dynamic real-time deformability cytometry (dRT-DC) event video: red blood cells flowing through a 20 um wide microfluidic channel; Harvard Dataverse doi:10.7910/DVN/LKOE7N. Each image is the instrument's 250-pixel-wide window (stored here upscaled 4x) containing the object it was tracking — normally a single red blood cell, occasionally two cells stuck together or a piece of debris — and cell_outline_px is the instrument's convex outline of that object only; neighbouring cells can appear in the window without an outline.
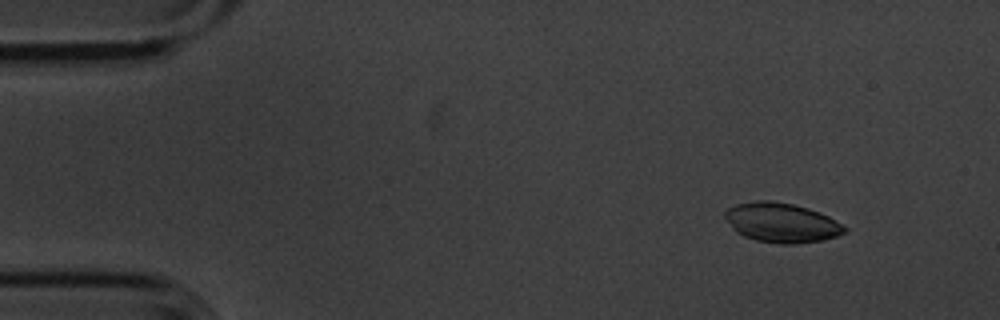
{"species": "common noctule bat (a hibernating species)", "species_latin": "Nyctalus noctula", "temperature_condition": "cold", "stored_images_in_passage": 6, "camera_frame_rate_fps": 3000, "um_per_image_px": 0.085, "animal": {"sex": "male", "body_mass_g": 20.1, "forearm_length_mm": 53.5}, "frame": {"image": 1, "passage_image": 2, "time_ms": 0.333, "image_size_px": [1000, 320], "cell_outline_px": [[848, 232], [824, 240], [796, 244], [780, 244], [756, 240], [744, 236], [736, 232], [732, 228], [724, 216], [724, 212], [728, 208], [736, 204], [756, 200], [772, 200], [792, 204], [808, 208], [828, 216], [848, 228]], "centroid_in_image_um": [66.44, 18.93], "position_along_channel_um": 18.6, "area_um2": 27.69}}
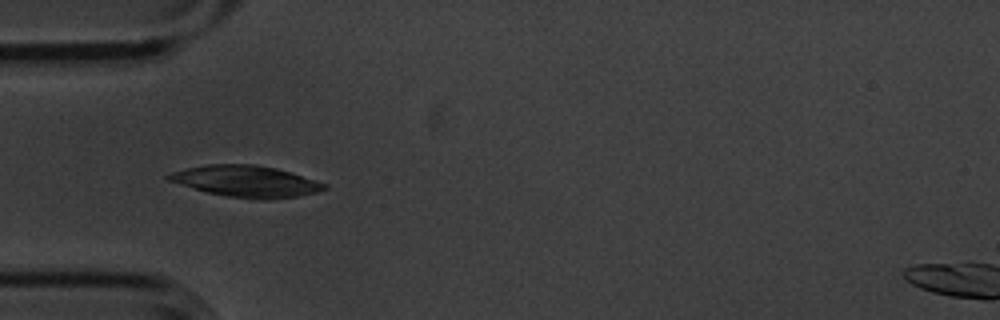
{"frame": {"image": 2, "passage_image": 5, "time_ms": 1.333, "image_size_px": [1000, 320], "cell_outline_px": [[328, 188], [316, 192], [296, 196], [268, 200], [256, 200], [224, 196], [208, 192], [168, 180], [164, 176], [172, 172], [188, 168], [208, 164], [256, 164], [276, 168], [316, 180], [328, 184]], "centroid_in_image_um": [20.95, 15.41], "position_along_channel_um": 64.1, "area_um2": 28.38}}
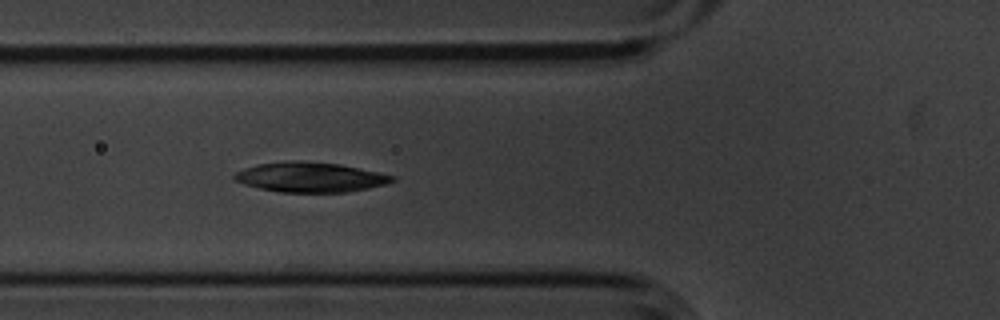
{"frame": {"image": 3, "passage_image": 6, "time_ms": 1.667, "image_size_px": [1000, 320], "cell_outline_px": [[396, 180], [384, 184], [368, 188], [344, 192], [280, 192], [260, 188], [244, 184], [236, 180], [232, 176], [236, 172], [244, 168], [256, 164], [296, 160], [340, 164], [396, 176]], "centroid_in_image_um": [26.36, 15.05], "position_along_channel_um": 99.4, "area_um2": 27.28}}